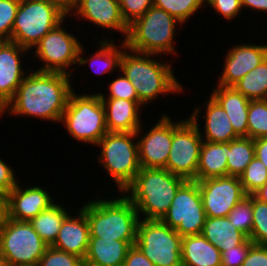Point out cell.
Returning <instances> with one entry per match:
<instances>
[{
	"label": "cell",
	"mask_w": 267,
	"mask_h": 266,
	"mask_svg": "<svg viewBox=\"0 0 267 266\" xmlns=\"http://www.w3.org/2000/svg\"><path fill=\"white\" fill-rule=\"evenodd\" d=\"M30 73V74H29ZM18 86L13 99L2 110L9 116H29L60 123L73 91L71 75L35 70Z\"/></svg>",
	"instance_id": "6da1fadb"
},
{
	"label": "cell",
	"mask_w": 267,
	"mask_h": 266,
	"mask_svg": "<svg viewBox=\"0 0 267 266\" xmlns=\"http://www.w3.org/2000/svg\"><path fill=\"white\" fill-rule=\"evenodd\" d=\"M186 181L167 169L141 167L132 183L122 193L135 206L140 219L161 220L178 189Z\"/></svg>",
	"instance_id": "7a4b0ae2"
},
{
	"label": "cell",
	"mask_w": 267,
	"mask_h": 266,
	"mask_svg": "<svg viewBox=\"0 0 267 266\" xmlns=\"http://www.w3.org/2000/svg\"><path fill=\"white\" fill-rule=\"evenodd\" d=\"M128 51V52H127ZM130 52V53H129ZM154 54L140 53L128 48L123 51L120 71L131 81L139 101L145 105L159 99V95L183 92L169 61L153 59Z\"/></svg>",
	"instance_id": "3957f363"
},
{
	"label": "cell",
	"mask_w": 267,
	"mask_h": 266,
	"mask_svg": "<svg viewBox=\"0 0 267 266\" xmlns=\"http://www.w3.org/2000/svg\"><path fill=\"white\" fill-rule=\"evenodd\" d=\"M92 200L81 208L86 214L90 237L127 241L134 246L140 218L125 194L113 200Z\"/></svg>",
	"instance_id": "277c9868"
},
{
	"label": "cell",
	"mask_w": 267,
	"mask_h": 266,
	"mask_svg": "<svg viewBox=\"0 0 267 266\" xmlns=\"http://www.w3.org/2000/svg\"><path fill=\"white\" fill-rule=\"evenodd\" d=\"M183 24L165 10L150 7L128 28L124 42L128 49L148 54H175L174 36L177 27ZM170 53V54H169Z\"/></svg>",
	"instance_id": "5b68a950"
},
{
	"label": "cell",
	"mask_w": 267,
	"mask_h": 266,
	"mask_svg": "<svg viewBox=\"0 0 267 266\" xmlns=\"http://www.w3.org/2000/svg\"><path fill=\"white\" fill-rule=\"evenodd\" d=\"M142 127L143 125L137 132H107L95 145L101 149L96 158L117 184L120 195L132 183L141 168L138 143L133 140L141 135Z\"/></svg>",
	"instance_id": "8992f818"
},
{
	"label": "cell",
	"mask_w": 267,
	"mask_h": 266,
	"mask_svg": "<svg viewBox=\"0 0 267 266\" xmlns=\"http://www.w3.org/2000/svg\"><path fill=\"white\" fill-rule=\"evenodd\" d=\"M77 142L95 146L108 132L104 105L98 93H70L66 109L60 120Z\"/></svg>",
	"instance_id": "52a82bcc"
},
{
	"label": "cell",
	"mask_w": 267,
	"mask_h": 266,
	"mask_svg": "<svg viewBox=\"0 0 267 266\" xmlns=\"http://www.w3.org/2000/svg\"><path fill=\"white\" fill-rule=\"evenodd\" d=\"M65 18L67 16L52 4L39 0H20L11 41L30 50Z\"/></svg>",
	"instance_id": "ba28073f"
},
{
	"label": "cell",
	"mask_w": 267,
	"mask_h": 266,
	"mask_svg": "<svg viewBox=\"0 0 267 266\" xmlns=\"http://www.w3.org/2000/svg\"><path fill=\"white\" fill-rule=\"evenodd\" d=\"M47 247L30 222L8 218L0 226V256L4 265L36 266Z\"/></svg>",
	"instance_id": "9c48e42d"
},
{
	"label": "cell",
	"mask_w": 267,
	"mask_h": 266,
	"mask_svg": "<svg viewBox=\"0 0 267 266\" xmlns=\"http://www.w3.org/2000/svg\"><path fill=\"white\" fill-rule=\"evenodd\" d=\"M182 237L161 220L140 219L135 246L155 266H182Z\"/></svg>",
	"instance_id": "30bf717a"
},
{
	"label": "cell",
	"mask_w": 267,
	"mask_h": 266,
	"mask_svg": "<svg viewBox=\"0 0 267 266\" xmlns=\"http://www.w3.org/2000/svg\"><path fill=\"white\" fill-rule=\"evenodd\" d=\"M206 214L198 182L187 180L177 191L161 221L181 236L202 233Z\"/></svg>",
	"instance_id": "8fae6325"
},
{
	"label": "cell",
	"mask_w": 267,
	"mask_h": 266,
	"mask_svg": "<svg viewBox=\"0 0 267 266\" xmlns=\"http://www.w3.org/2000/svg\"><path fill=\"white\" fill-rule=\"evenodd\" d=\"M203 139L197 126L187 117L173 121V139L166 169L186 180L196 181Z\"/></svg>",
	"instance_id": "7c38bea8"
},
{
	"label": "cell",
	"mask_w": 267,
	"mask_h": 266,
	"mask_svg": "<svg viewBox=\"0 0 267 266\" xmlns=\"http://www.w3.org/2000/svg\"><path fill=\"white\" fill-rule=\"evenodd\" d=\"M49 31L34 47V57L43 63L38 71L60 72L72 76L68 70L77 64L81 43L78 38L66 31L63 23ZM36 48V49H34ZM45 63V64H44ZM67 69V70H66Z\"/></svg>",
	"instance_id": "4fadbf2b"
},
{
	"label": "cell",
	"mask_w": 267,
	"mask_h": 266,
	"mask_svg": "<svg viewBox=\"0 0 267 266\" xmlns=\"http://www.w3.org/2000/svg\"><path fill=\"white\" fill-rule=\"evenodd\" d=\"M197 182L206 217H227L247 195L236 176L208 178Z\"/></svg>",
	"instance_id": "5bb4252c"
},
{
	"label": "cell",
	"mask_w": 267,
	"mask_h": 266,
	"mask_svg": "<svg viewBox=\"0 0 267 266\" xmlns=\"http://www.w3.org/2000/svg\"><path fill=\"white\" fill-rule=\"evenodd\" d=\"M173 139V120L162 114L157 123L137 140L140 167L166 169Z\"/></svg>",
	"instance_id": "9a60e30c"
},
{
	"label": "cell",
	"mask_w": 267,
	"mask_h": 266,
	"mask_svg": "<svg viewBox=\"0 0 267 266\" xmlns=\"http://www.w3.org/2000/svg\"><path fill=\"white\" fill-rule=\"evenodd\" d=\"M29 51L31 50L15 42L0 41V108L2 110L13 99L18 86L28 74L22 68L23 63L20 58Z\"/></svg>",
	"instance_id": "2e32d148"
},
{
	"label": "cell",
	"mask_w": 267,
	"mask_h": 266,
	"mask_svg": "<svg viewBox=\"0 0 267 266\" xmlns=\"http://www.w3.org/2000/svg\"><path fill=\"white\" fill-rule=\"evenodd\" d=\"M225 57L223 72L218 77L217 85L233 86L267 57V45L241 43L231 47Z\"/></svg>",
	"instance_id": "e0dca14e"
},
{
	"label": "cell",
	"mask_w": 267,
	"mask_h": 266,
	"mask_svg": "<svg viewBox=\"0 0 267 266\" xmlns=\"http://www.w3.org/2000/svg\"><path fill=\"white\" fill-rule=\"evenodd\" d=\"M70 15L109 31H119L126 39L129 25L122 17L118 0H76Z\"/></svg>",
	"instance_id": "ac0fdd59"
},
{
	"label": "cell",
	"mask_w": 267,
	"mask_h": 266,
	"mask_svg": "<svg viewBox=\"0 0 267 266\" xmlns=\"http://www.w3.org/2000/svg\"><path fill=\"white\" fill-rule=\"evenodd\" d=\"M20 187L19 181L8 193V218L29 222L54 201L50 193L38 185Z\"/></svg>",
	"instance_id": "d6986e66"
},
{
	"label": "cell",
	"mask_w": 267,
	"mask_h": 266,
	"mask_svg": "<svg viewBox=\"0 0 267 266\" xmlns=\"http://www.w3.org/2000/svg\"><path fill=\"white\" fill-rule=\"evenodd\" d=\"M206 114L203 115L204 135L202 134L197 118L201 111L200 107H195L193 113L188 117L199 129V133L204 141L215 142V143H226L230 142L239 136L234 132L233 126L229 120V117L222 106L209 95V100H205Z\"/></svg>",
	"instance_id": "ffe728a7"
},
{
	"label": "cell",
	"mask_w": 267,
	"mask_h": 266,
	"mask_svg": "<svg viewBox=\"0 0 267 266\" xmlns=\"http://www.w3.org/2000/svg\"><path fill=\"white\" fill-rule=\"evenodd\" d=\"M77 214V217L70 213L65 217L52 247L84 259L89 246V224L81 208Z\"/></svg>",
	"instance_id": "44dd1931"
},
{
	"label": "cell",
	"mask_w": 267,
	"mask_h": 266,
	"mask_svg": "<svg viewBox=\"0 0 267 266\" xmlns=\"http://www.w3.org/2000/svg\"><path fill=\"white\" fill-rule=\"evenodd\" d=\"M105 109L108 132H137L141 127L140 105L136 101L106 98L99 92Z\"/></svg>",
	"instance_id": "7402d4cb"
},
{
	"label": "cell",
	"mask_w": 267,
	"mask_h": 266,
	"mask_svg": "<svg viewBox=\"0 0 267 266\" xmlns=\"http://www.w3.org/2000/svg\"><path fill=\"white\" fill-rule=\"evenodd\" d=\"M210 94L225 110L239 137H248V110L250 100L233 86L217 85Z\"/></svg>",
	"instance_id": "603a6c76"
},
{
	"label": "cell",
	"mask_w": 267,
	"mask_h": 266,
	"mask_svg": "<svg viewBox=\"0 0 267 266\" xmlns=\"http://www.w3.org/2000/svg\"><path fill=\"white\" fill-rule=\"evenodd\" d=\"M131 247L127 241L90 237L84 266H123Z\"/></svg>",
	"instance_id": "cb8c5ba5"
},
{
	"label": "cell",
	"mask_w": 267,
	"mask_h": 266,
	"mask_svg": "<svg viewBox=\"0 0 267 266\" xmlns=\"http://www.w3.org/2000/svg\"><path fill=\"white\" fill-rule=\"evenodd\" d=\"M182 266H221V252L202 234L182 237Z\"/></svg>",
	"instance_id": "d4e9b609"
},
{
	"label": "cell",
	"mask_w": 267,
	"mask_h": 266,
	"mask_svg": "<svg viewBox=\"0 0 267 266\" xmlns=\"http://www.w3.org/2000/svg\"><path fill=\"white\" fill-rule=\"evenodd\" d=\"M229 142H202L196 181L227 176Z\"/></svg>",
	"instance_id": "484cf974"
},
{
	"label": "cell",
	"mask_w": 267,
	"mask_h": 266,
	"mask_svg": "<svg viewBox=\"0 0 267 266\" xmlns=\"http://www.w3.org/2000/svg\"><path fill=\"white\" fill-rule=\"evenodd\" d=\"M102 41H98V47L99 48L93 56L91 57H85L82 56L84 53L83 45H81L79 52H78V62L77 66L80 67L81 65H86L89 63L91 65V69L99 75H104L106 73H109L111 71L114 72V70L117 69V71H120V62H121V56L123 54V51L127 48L126 43L124 40L120 43L121 46L115 45V42L113 40H106L101 39ZM104 40V41H103ZM100 46V47H99ZM82 56V57H81ZM96 67V68H95Z\"/></svg>",
	"instance_id": "4316f807"
},
{
	"label": "cell",
	"mask_w": 267,
	"mask_h": 266,
	"mask_svg": "<svg viewBox=\"0 0 267 266\" xmlns=\"http://www.w3.org/2000/svg\"><path fill=\"white\" fill-rule=\"evenodd\" d=\"M201 234L220 252L234 248L248 238L231 224L228 217H206Z\"/></svg>",
	"instance_id": "83f0119b"
},
{
	"label": "cell",
	"mask_w": 267,
	"mask_h": 266,
	"mask_svg": "<svg viewBox=\"0 0 267 266\" xmlns=\"http://www.w3.org/2000/svg\"><path fill=\"white\" fill-rule=\"evenodd\" d=\"M69 212L60 203H54L29 222L41 239L52 246L57 239L62 222Z\"/></svg>",
	"instance_id": "f1b7e54d"
},
{
	"label": "cell",
	"mask_w": 267,
	"mask_h": 266,
	"mask_svg": "<svg viewBox=\"0 0 267 266\" xmlns=\"http://www.w3.org/2000/svg\"><path fill=\"white\" fill-rule=\"evenodd\" d=\"M254 157V139L238 137L230 141L227 159V176L239 177Z\"/></svg>",
	"instance_id": "f546056e"
},
{
	"label": "cell",
	"mask_w": 267,
	"mask_h": 266,
	"mask_svg": "<svg viewBox=\"0 0 267 266\" xmlns=\"http://www.w3.org/2000/svg\"><path fill=\"white\" fill-rule=\"evenodd\" d=\"M233 87L249 100L267 99V57Z\"/></svg>",
	"instance_id": "4dcf8cb0"
},
{
	"label": "cell",
	"mask_w": 267,
	"mask_h": 266,
	"mask_svg": "<svg viewBox=\"0 0 267 266\" xmlns=\"http://www.w3.org/2000/svg\"><path fill=\"white\" fill-rule=\"evenodd\" d=\"M247 121L249 138L267 137V99L250 100Z\"/></svg>",
	"instance_id": "1f68e13d"
},
{
	"label": "cell",
	"mask_w": 267,
	"mask_h": 266,
	"mask_svg": "<svg viewBox=\"0 0 267 266\" xmlns=\"http://www.w3.org/2000/svg\"><path fill=\"white\" fill-rule=\"evenodd\" d=\"M227 217L235 228L250 238L253 226V195H246Z\"/></svg>",
	"instance_id": "d6a6232c"
},
{
	"label": "cell",
	"mask_w": 267,
	"mask_h": 266,
	"mask_svg": "<svg viewBox=\"0 0 267 266\" xmlns=\"http://www.w3.org/2000/svg\"><path fill=\"white\" fill-rule=\"evenodd\" d=\"M153 6L165 10L183 24L205 5L201 0H154Z\"/></svg>",
	"instance_id": "836d02e7"
},
{
	"label": "cell",
	"mask_w": 267,
	"mask_h": 266,
	"mask_svg": "<svg viewBox=\"0 0 267 266\" xmlns=\"http://www.w3.org/2000/svg\"><path fill=\"white\" fill-rule=\"evenodd\" d=\"M239 179L245 193L252 195L267 182V168L263 162L254 157Z\"/></svg>",
	"instance_id": "e575fe53"
},
{
	"label": "cell",
	"mask_w": 267,
	"mask_h": 266,
	"mask_svg": "<svg viewBox=\"0 0 267 266\" xmlns=\"http://www.w3.org/2000/svg\"><path fill=\"white\" fill-rule=\"evenodd\" d=\"M256 245H267V203L253 196V226L249 238Z\"/></svg>",
	"instance_id": "d590c367"
},
{
	"label": "cell",
	"mask_w": 267,
	"mask_h": 266,
	"mask_svg": "<svg viewBox=\"0 0 267 266\" xmlns=\"http://www.w3.org/2000/svg\"><path fill=\"white\" fill-rule=\"evenodd\" d=\"M20 0H0V41H11Z\"/></svg>",
	"instance_id": "8d00e7d4"
},
{
	"label": "cell",
	"mask_w": 267,
	"mask_h": 266,
	"mask_svg": "<svg viewBox=\"0 0 267 266\" xmlns=\"http://www.w3.org/2000/svg\"><path fill=\"white\" fill-rule=\"evenodd\" d=\"M39 266H84V259L79 256L48 246L40 258Z\"/></svg>",
	"instance_id": "74e56055"
},
{
	"label": "cell",
	"mask_w": 267,
	"mask_h": 266,
	"mask_svg": "<svg viewBox=\"0 0 267 266\" xmlns=\"http://www.w3.org/2000/svg\"><path fill=\"white\" fill-rule=\"evenodd\" d=\"M121 74L115 80L113 79V81L109 84L108 98L136 101L142 109V106L144 105L139 101L138 95L131 81L128 80L123 73Z\"/></svg>",
	"instance_id": "f35d334b"
},
{
	"label": "cell",
	"mask_w": 267,
	"mask_h": 266,
	"mask_svg": "<svg viewBox=\"0 0 267 266\" xmlns=\"http://www.w3.org/2000/svg\"><path fill=\"white\" fill-rule=\"evenodd\" d=\"M121 14L125 22L130 25L134 20L141 17L150 7L154 0H118Z\"/></svg>",
	"instance_id": "ab89813d"
},
{
	"label": "cell",
	"mask_w": 267,
	"mask_h": 266,
	"mask_svg": "<svg viewBox=\"0 0 267 266\" xmlns=\"http://www.w3.org/2000/svg\"><path fill=\"white\" fill-rule=\"evenodd\" d=\"M254 243L247 238L242 244L221 252V266H242Z\"/></svg>",
	"instance_id": "60d3db41"
},
{
	"label": "cell",
	"mask_w": 267,
	"mask_h": 266,
	"mask_svg": "<svg viewBox=\"0 0 267 266\" xmlns=\"http://www.w3.org/2000/svg\"><path fill=\"white\" fill-rule=\"evenodd\" d=\"M208 4L227 21L235 19L243 10L241 0H211Z\"/></svg>",
	"instance_id": "b9f144b4"
},
{
	"label": "cell",
	"mask_w": 267,
	"mask_h": 266,
	"mask_svg": "<svg viewBox=\"0 0 267 266\" xmlns=\"http://www.w3.org/2000/svg\"><path fill=\"white\" fill-rule=\"evenodd\" d=\"M242 266H267V245L253 244Z\"/></svg>",
	"instance_id": "7bdbcfd3"
},
{
	"label": "cell",
	"mask_w": 267,
	"mask_h": 266,
	"mask_svg": "<svg viewBox=\"0 0 267 266\" xmlns=\"http://www.w3.org/2000/svg\"><path fill=\"white\" fill-rule=\"evenodd\" d=\"M16 173L7 165L3 159L0 158V188L7 191L8 193L16 186L17 177Z\"/></svg>",
	"instance_id": "ee69618b"
},
{
	"label": "cell",
	"mask_w": 267,
	"mask_h": 266,
	"mask_svg": "<svg viewBox=\"0 0 267 266\" xmlns=\"http://www.w3.org/2000/svg\"><path fill=\"white\" fill-rule=\"evenodd\" d=\"M123 266H155L135 245L127 253Z\"/></svg>",
	"instance_id": "f6af8a7d"
},
{
	"label": "cell",
	"mask_w": 267,
	"mask_h": 266,
	"mask_svg": "<svg viewBox=\"0 0 267 266\" xmlns=\"http://www.w3.org/2000/svg\"><path fill=\"white\" fill-rule=\"evenodd\" d=\"M255 157H257L267 168V137L254 139Z\"/></svg>",
	"instance_id": "bcb514c9"
},
{
	"label": "cell",
	"mask_w": 267,
	"mask_h": 266,
	"mask_svg": "<svg viewBox=\"0 0 267 266\" xmlns=\"http://www.w3.org/2000/svg\"><path fill=\"white\" fill-rule=\"evenodd\" d=\"M52 4L60 9L67 17L72 13L76 0H39Z\"/></svg>",
	"instance_id": "7dc6e473"
},
{
	"label": "cell",
	"mask_w": 267,
	"mask_h": 266,
	"mask_svg": "<svg viewBox=\"0 0 267 266\" xmlns=\"http://www.w3.org/2000/svg\"><path fill=\"white\" fill-rule=\"evenodd\" d=\"M8 219V192L0 188V226Z\"/></svg>",
	"instance_id": "c3c4849f"
},
{
	"label": "cell",
	"mask_w": 267,
	"mask_h": 266,
	"mask_svg": "<svg viewBox=\"0 0 267 266\" xmlns=\"http://www.w3.org/2000/svg\"><path fill=\"white\" fill-rule=\"evenodd\" d=\"M242 8L267 13V0H241Z\"/></svg>",
	"instance_id": "681fc988"
},
{
	"label": "cell",
	"mask_w": 267,
	"mask_h": 266,
	"mask_svg": "<svg viewBox=\"0 0 267 266\" xmlns=\"http://www.w3.org/2000/svg\"><path fill=\"white\" fill-rule=\"evenodd\" d=\"M256 199L267 203V182L252 194Z\"/></svg>",
	"instance_id": "f907efd6"
},
{
	"label": "cell",
	"mask_w": 267,
	"mask_h": 266,
	"mask_svg": "<svg viewBox=\"0 0 267 266\" xmlns=\"http://www.w3.org/2000/svg\"><path fill=\"white\" fill-rule=\"evenodd\" d=\"M202 1V3L205 5V7H207L208 6V3L211 1V0H201Z\"/></svg>",
	"instance_id": "816d5d0a"
},
{
	"label": "cell",
	"mask_w": 267,
	"mask_h": 266,
	"mask_svg": "<svg viewBox=\"0 0 267 266\" xmlns=\"http://www.w3.org/2000/svg\"><path fill=\"white\" fill-rule=\"evenodd\" d=\"M0 266H4L3 259L1 256H0Z\"/></svg>",
	"instance_id": "f5cc1de1"
},
{
	"label": "cell",
	"mask_w": 267,
	"mask_h": 266,
	"mask_svg": "<svg viewBox=\"0 0 267 266\" xmlns=\"http://www.w3.org/2000/svg\"><path fill=\"white\" fill-rule=\"evenodd\" d=\"M1 115H3V111H2V109L0 108V116H1Z\"/></svg>",
	"instance_id": "db71d44e"
}]
</instances>
